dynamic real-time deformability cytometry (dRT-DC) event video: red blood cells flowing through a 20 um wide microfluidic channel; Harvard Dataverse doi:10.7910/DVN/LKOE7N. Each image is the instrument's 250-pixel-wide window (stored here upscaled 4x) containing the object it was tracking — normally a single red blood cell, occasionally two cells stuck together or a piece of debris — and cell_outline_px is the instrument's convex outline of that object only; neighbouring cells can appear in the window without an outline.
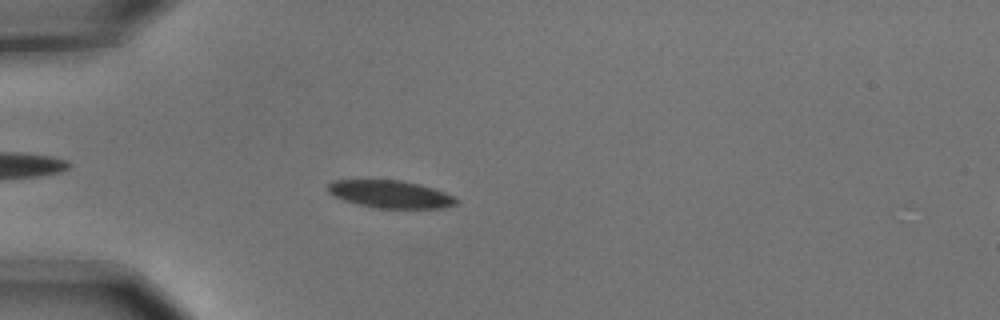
{"species": "common noctule bat (a hibernating species)", "species_latin": "Nyctalus noctula", "temperature_condition": "cold", "stored_images_in_passage": 5, "segment_of_instrument_passage": [1, 2], "camera_frame_rate_fps": 3000, "um_per_image_px": 0.085, "animal": {"sex": "male", "body_mass_g": 15.6}, "frame": {"image": 1, "passage_image": 4, "time_ms": 1.0, "image_size_px": [1000, 320], "cell_outline_px": [[460, 200], [456, 204], [444, 208], [376, 208], [356, 204], [344, 200], [328, 192], [328, 184], [332, 180], [400, 180], [420, 184], [444, 192]], "centroid_in_image_um": [33.19, 16.51], "position_along_channel_um": 51.8, "area_um2": 20.58}}